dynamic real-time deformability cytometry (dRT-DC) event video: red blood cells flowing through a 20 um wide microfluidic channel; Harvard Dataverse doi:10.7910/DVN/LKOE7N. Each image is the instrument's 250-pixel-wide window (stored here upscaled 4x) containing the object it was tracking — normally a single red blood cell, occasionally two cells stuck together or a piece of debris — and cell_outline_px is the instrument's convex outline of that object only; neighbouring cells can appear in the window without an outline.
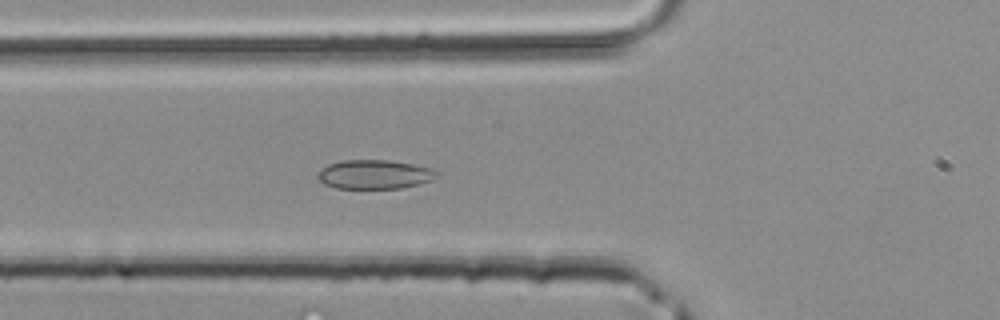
{"species": "common noctule bat (a hibernating species)", "species_latin": "Nyctalus noctula", "temperature_condition": "room temperature", "stored_images_in_passage": 32, "camera_frame_rate_fps": 3000, "um_per_image_px": 0.085, "animal": {"sex": "male", "body_mass_g": 20.4}, "frame": {"image": 1, "passage_image": 11, "time_ms": 3.333, "image_size_px": [1000, 320], "cell_outline_px": [[440, 172], [432, 180], [400, 188], [336, 188], [324, 184], [316, 176], [328, 164], [340, 160], [388, 160], [412, 164], [432, 168]], "centroid_in_image_um": [31.84, 14.82], "position_along_channel_um": 94.0, "area_um2": 20.0}}
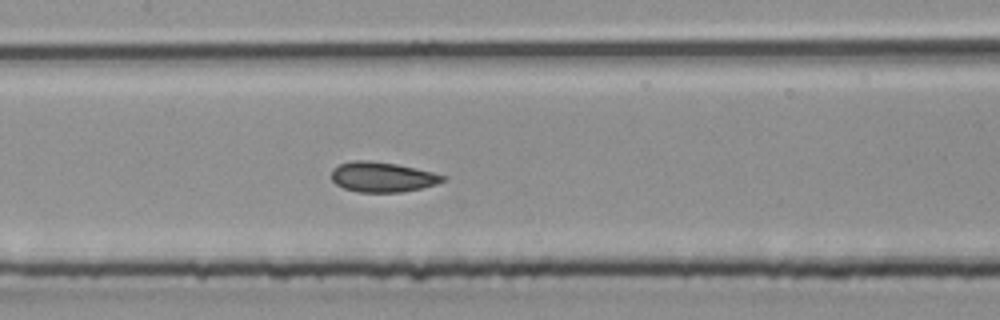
{"frame": {"image": 2, "passage_image": 16, "time_ms": 5.0, "image_size_px": [1000, 320], "cell_outline_px": [[448, 176], [444, 180], [436, 184], [404, 192], [356, 192], [344, 188], [336, 184], [332, 180], [332, 168], [340, 164], [352, 160], [368, 160], [396, 164], [416, 168]], "centroid_in_image_um": [32.49, 15.04], "position_along_channel_um": 174.9, "area_um2": 19.54}}
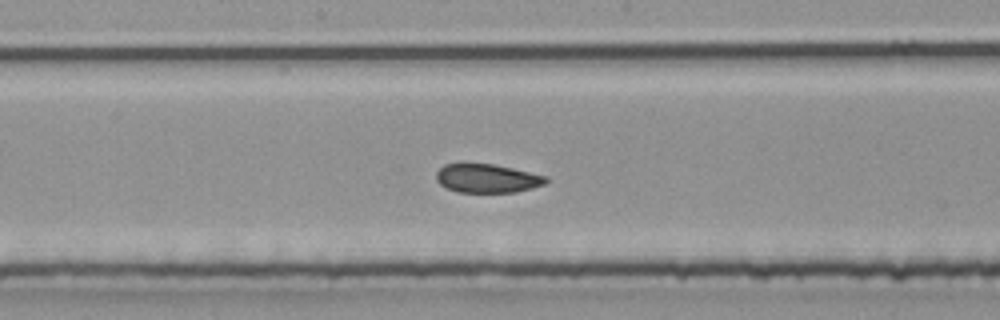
{"frame": {"image": 3, "passage_image": 18, "time_ms": 5.667, "image_size_px": [1000, 320], "cell_outline_px": [[548, 180], [544, 184], [532, 188], [516, 192], [456, 192], [440, 184], [436, 180], [436, 172], [444, 164], [460, 160], [464, 160], [496, 164], [548, 176]], "centroid_in_image_um": [41.35, 15.1], "position_along_channel_um": 206.8, "area_um2": 19.19}}